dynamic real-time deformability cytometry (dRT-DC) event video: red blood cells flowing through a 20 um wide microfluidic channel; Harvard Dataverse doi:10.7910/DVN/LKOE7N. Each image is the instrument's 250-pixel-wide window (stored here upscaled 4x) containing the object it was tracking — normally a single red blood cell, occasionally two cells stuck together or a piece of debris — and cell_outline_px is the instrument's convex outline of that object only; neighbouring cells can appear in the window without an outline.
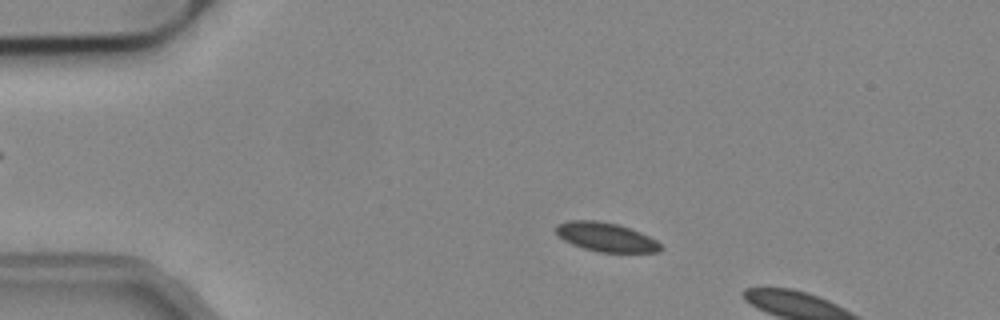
{"species": "common noctule bat (a hibernating species)", "species_latin": "Nyctalus noctula", "temperature_condition": "cold", "stored_images_in_passage": 13, "camera_frame_rate_fps": 3000, "um_per_image_px": 0.085, "animal": {"sex": "male", "body_mass_g": 19.2, "forearm_length_mm": 51.8}, "frame": {"image": 1, "passage_image": 10, "time_ms": 3.0, "image_size_px": [1000, 320], "cell_outline_px": [[664, 248], [660, 252], [600, 252], [584, 248], [572, 244], [564, 240], [556, 232], [556, 224], [568, 220], [596, 220], [616, 224], [640, 232], [656, 240]], "centroid_in_image_um": [51.51, 20.15], "position_along_channel_um": 33.5, "area_um2": 17.57}}